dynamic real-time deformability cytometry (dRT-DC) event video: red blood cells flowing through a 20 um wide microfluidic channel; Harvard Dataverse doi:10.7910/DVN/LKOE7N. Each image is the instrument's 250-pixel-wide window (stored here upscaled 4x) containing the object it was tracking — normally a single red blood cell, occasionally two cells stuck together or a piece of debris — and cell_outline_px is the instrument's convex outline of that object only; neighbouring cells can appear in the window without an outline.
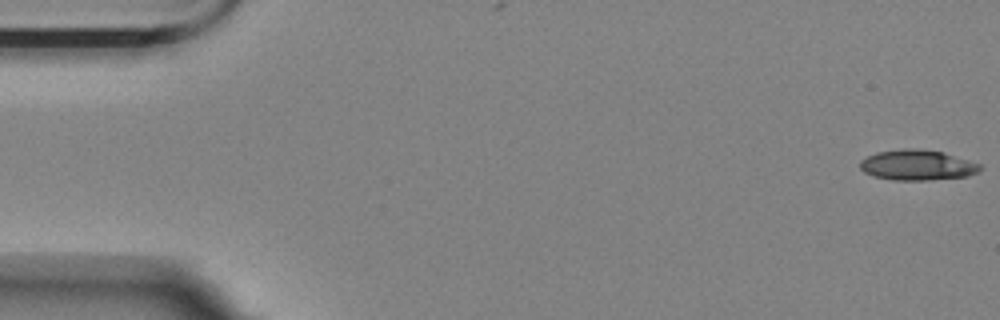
{"species": "Egyptian fruit bat (a non-hibernating species)", "species_latin": "Rousettus aegyptiacus", "temperature_condition": "room temperature", "stored_images_in_passage": 51, "camera_frame_rate_fps": 3000, "um_per_image_px": 0.085, "animal": {"sex": "female"}, "frame": {"image": 1, "passage_image": 1, "time_ms": 0.0, "image_size_px": [1000, 320], "cell_outline_px": [[980, 172], [968, 176], [928, 180], [892, 180], [872, 176], [864, 172], [860, 168], [860, 160], [876, 152], [904, 148], [916, 148], [940, 152], [968, 160], [980, 164]], "centroid_in_image_um": [77.93, 14.04], "position_along_channel_um": 7.1, "area_um2": 21.21}}
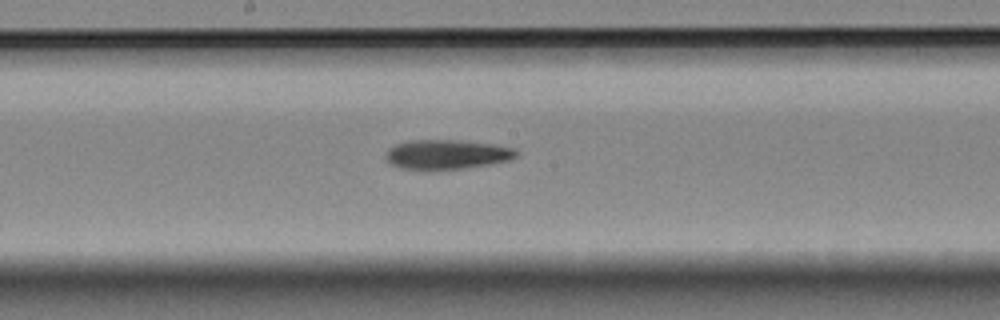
{"frame": {"image": 2, "passage_image": 30, "time_ms": 9.667, "image_size_px": [1000, 320], "cell_outline_px": [[520, 152], [516, 156], [508, 160], [488, 164], [464, 168], [400, 168], [392, 164], [384, 156], [388, 148], [396, 144], [408, 140], [456, 140], [488, 144], [512, 148]], "centroid_in_image_um": [37.94, 13.1], "position_along_channel_um": 210.3, "area_um2": 21.79}}
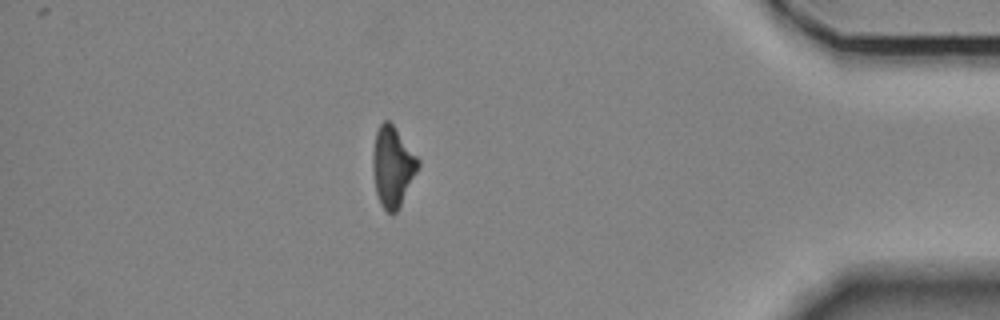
{"frame": {"image": 3, "passage_image": 50, "time_ms": 16.333, "image_size_px": [1000, 320], "cell_outline_px": [[420, 164], [396, 212], [388, 212], [380, 204], [376, 192], [372, 168], [372, 152], [376, 132], [380, 124], [384, 120], [388, 120], [392, 124], [420, 160]], "centroid_in_image_um": [33.34, 14.13], "position_along_channel_um": 401.9, "area_um2": 20.75}}